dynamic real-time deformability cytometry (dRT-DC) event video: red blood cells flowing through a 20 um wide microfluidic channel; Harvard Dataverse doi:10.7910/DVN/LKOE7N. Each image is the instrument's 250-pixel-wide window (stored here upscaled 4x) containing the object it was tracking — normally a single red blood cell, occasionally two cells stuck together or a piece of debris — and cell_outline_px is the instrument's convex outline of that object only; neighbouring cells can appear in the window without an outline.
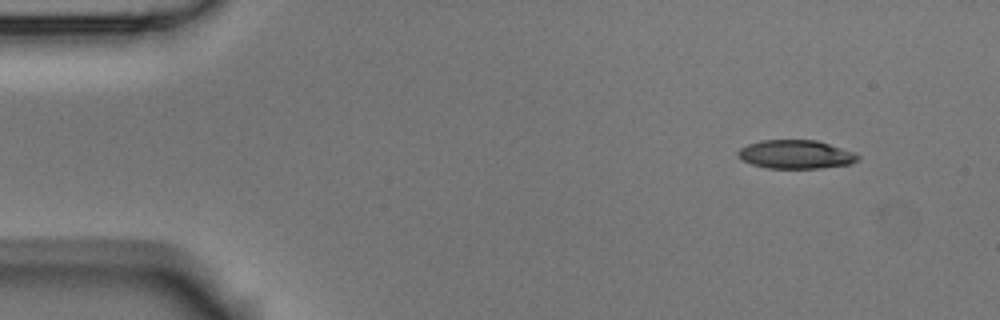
{"species": "Egyptian fruit bat (a non-hibernating species)", "species_latin": "Rousettus aegyptiacus", "temperature_condition": "room temperature", "stored_images_in_passage": 3, "camera_frame_rate_fps": 3000, "um_per_image_px": 0.085, "animal": {"sex": "male"}, "frame": {"image": 1, "passage_image": 1, "time_ms": 0.0, "image_size_px": [1000, 320], "cell_outline_px": [[860, 160], [852, 164], [820, 168], [768, 168], [752, 164], [740, 160], [736, 156], [736, 152], [740, 148], [748, 144], [760, 140], [816, 140], [852, 152], [860, 156]], "centroid_in_image_um": [67.6, 13.13], "position_along_channel_um": 17.4, "area_um2": 20.06}}
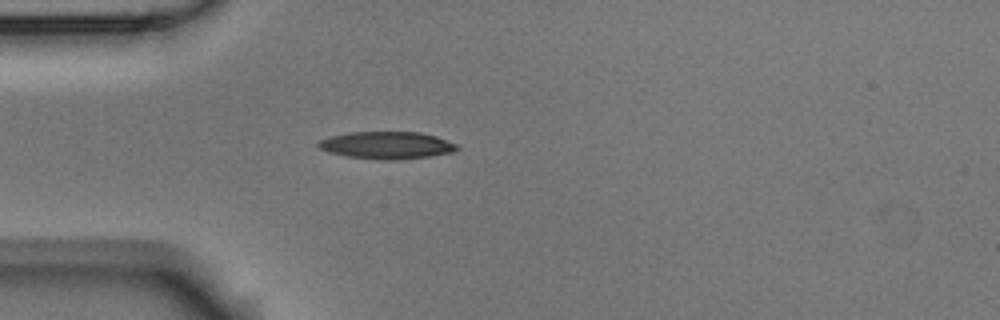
{"frame": {"image": 2, "passage_image": 3, "time_ms": 3.333, "image_size_px": [1000, 320], "cell_outline_px": [[460, 148], [456, 152], [428, 156], [396, 160], [380, 160], [344, 156], [328, 152], [320, 148], [316, 144], [320, 140], [328, 136], [348, 132], [420, 132], [436, 136], [460, 144]], "centroid_in_image_um": [32.9, 12.34], "position_along_channel_um": 52.1, "area_um2": 22.43}}